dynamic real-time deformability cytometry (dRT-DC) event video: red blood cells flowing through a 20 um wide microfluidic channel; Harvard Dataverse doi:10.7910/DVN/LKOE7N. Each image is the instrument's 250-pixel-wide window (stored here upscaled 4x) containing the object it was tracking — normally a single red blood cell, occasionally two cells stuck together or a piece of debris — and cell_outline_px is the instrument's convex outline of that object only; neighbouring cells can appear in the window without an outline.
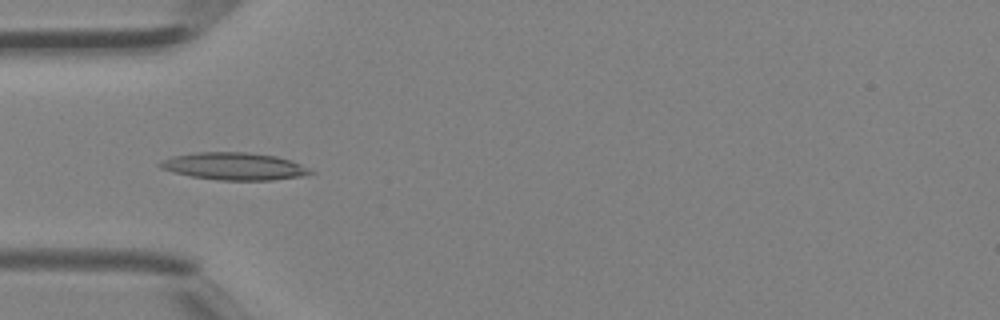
{"species": "Egyptian fruit bat (a non-hibernating species)", "species_latin": "Rousettus aegyptiacus", "temperature_condition": "room temperature", "stored_images_in_passage": 31, "camera_frame_rate_fps": 3000, "um_per_image_px": 0.085, "animal": {"sex": "female"}, "frame": {"image": 1, "passage_image": 3, "time_ms": 0.667, "image_size_px": [1000, 320], "cell_outline_px": [[316, 172], [304, 176], [272, 180], [220, 180], [192, 176], [172, 172], [160, 168], [156, 164], [160, 160], [172, 156], [196, 152], [248, 152], [276, 156], [292, 160]], "centroid_in_image_um": [19.89, 14.13], "position_along_channel_um": 65.1, "area_um2": 24.16}}
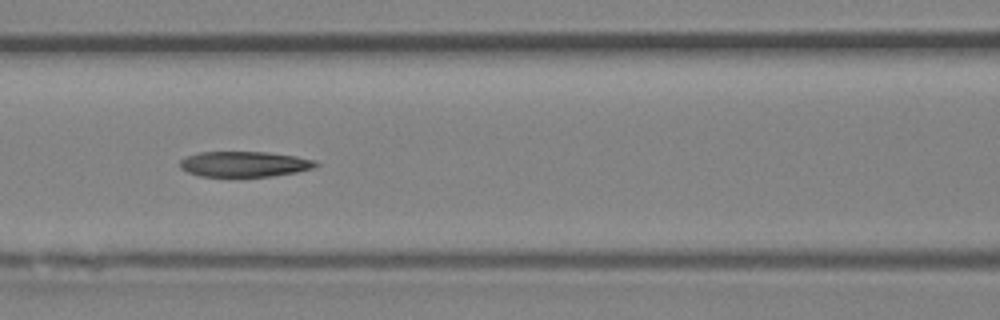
{"frame": {"image": 2, "passage_image": 8, "time_ms": 2.333, "image_size_px": [1000, 320], "cell_outline_px": [[320, 164], [316, 168], [296, 172], [272, 176], [200, 176], [188, 172], [180, 168], [180, 160], [184, 156], [200, 152], [264, 152], [296, 156], [316, 160]], "centroid_in_image_um": [20.79, 13.94], "position_along_channel_um": 145.8, "area_um2": 20.23}}
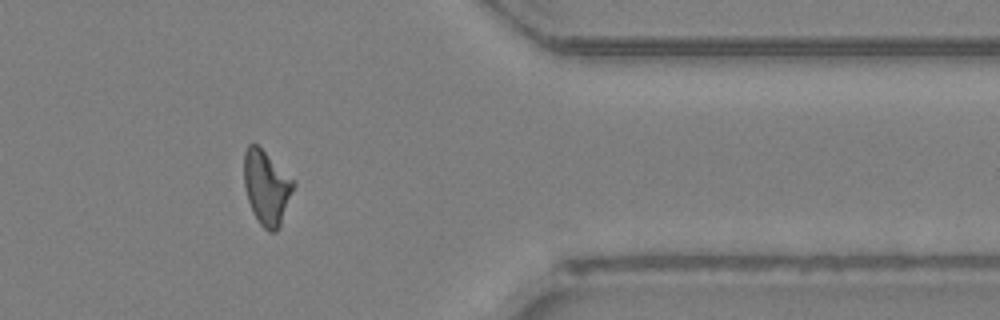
{"frame": {"image": 3, "passage_image": 24, "time_ms": 7.667, "image_size_px": [1000, 320], "cell_outline_px": [[296, 184], [280, 224], [276, 232], [268, 232], [260, 224], [252, 212], [248, 200], [244, 184], [244, 152], [248, 144], [256, 144], [296, 180]], "centroid_in_image_um": [22.66, 15.93], "position_along_channel_um": 388.7, "area_um2": 21.44}}